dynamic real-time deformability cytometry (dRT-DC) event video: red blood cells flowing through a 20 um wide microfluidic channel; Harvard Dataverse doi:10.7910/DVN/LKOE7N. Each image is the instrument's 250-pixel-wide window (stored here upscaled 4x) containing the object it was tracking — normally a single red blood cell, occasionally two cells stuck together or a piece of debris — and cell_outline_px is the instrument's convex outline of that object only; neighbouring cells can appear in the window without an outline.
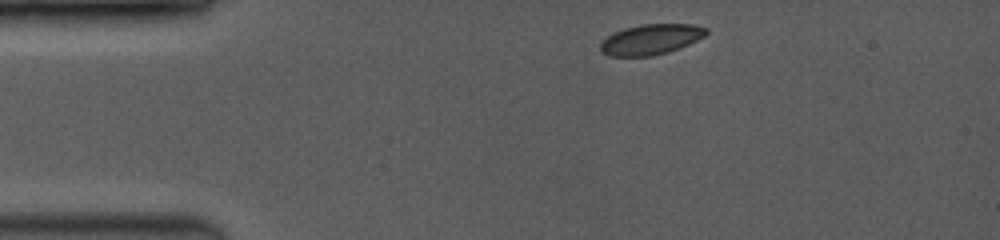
{"species": "common noctule bat (a hibernating species)", "species_latin": "Nyctalus noctula", "temperature_condition": "room temperature", "stored_images_in_passage": 36, "camera_frame_rate_fps": 3500, "um_per_image_px": 0.085, "animal": {"sex": "female", "body_mass_g": 19.0, "forearm_length_mm": 53.3}, "frame": {"image": 1, "passage_image": 1, "time_ms": 0.0, "image_size_px": [1000, 240], "cell_outline_px": [[708, 32], [704, 36], [680, 48], [668, 52], [652, 56], [608, 56], [600, 52], [600, 44], [608, 36], [616, 32], [628, 28], [644, 24], [688, 24], [708, 28]], "centroid_in_image_um": [55.33, 3.36], "position_along_channel_um": 29.7, "area_um2": 18.5}}
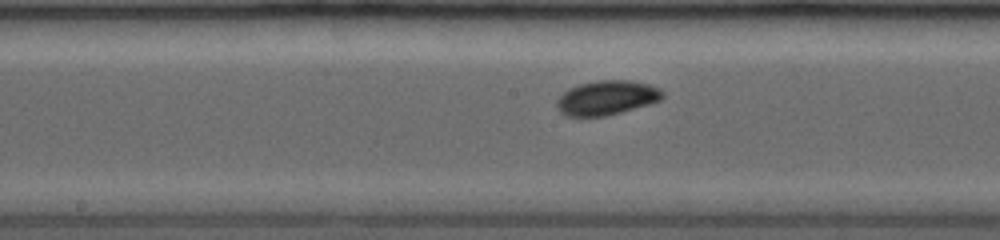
{"frame": {"image": 2, "passage_image": 21, "time_ms": 5.429, "image_size_px": [1000, 240], "cell_outline_px": [[664, 96], [660, 100], [648, 104], [620, 112], [604, 116], [568, 116], [560, 112], [556, 104], [556, 100], [568, 88], [580, 84], [600, 80], [632, 80], [648, 84], [660, 88], [664, 92]], "centroid_in_image_um": [51.58, 8.3], "position_along_channel_um": 196.6, "area_um2": 21.1}}
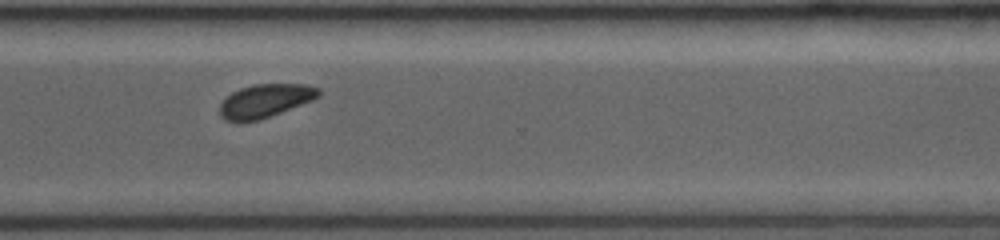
{"frame": {"image": 3, "passage_image": 35, "time_ms": 9.143, "image_size_px": [1000, 240], "cell_outline_px": [[320, 96], [312, 100], [280, 112], [256, 120], [224, 120], [220, 116], [220, 104], [232, 92], [240, 88], [252, 84], [308, 84], [320, 88]], "centroid_in_image_um": [22.56, 8.53], "position_along_channel_um": 348.0, "area_um2": 18.84}}